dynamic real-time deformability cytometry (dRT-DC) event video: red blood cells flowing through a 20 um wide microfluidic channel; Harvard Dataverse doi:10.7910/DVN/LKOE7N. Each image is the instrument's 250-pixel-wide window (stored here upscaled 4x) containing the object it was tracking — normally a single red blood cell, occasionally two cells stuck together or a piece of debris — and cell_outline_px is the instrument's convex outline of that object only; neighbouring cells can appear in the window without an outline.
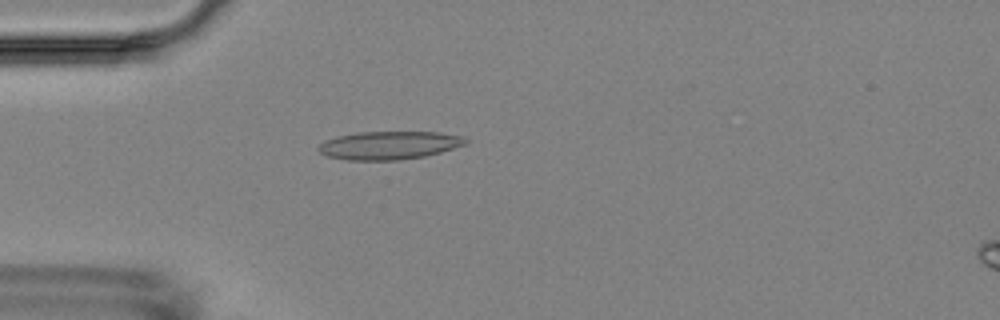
{"species": "Egyptian fruit bat (a non-hibernating species)", "species_latin": "Rousettus aegyptiacus", "temperature_condition": "room temperature", "stored_images_in_passage": 5, "camera_frame_rate_fps": 3000, "um_per_image_px": 0.085, "animal": {"sex": "female"}, "frame": {"image": 1, "passage_image": 5, "time_ms": 4.333, "image_size_px": [1000, 320], "cell_outline_px": [[468, 144], [440, 152], [424, 156], [400, 160], [348, 160], [328, 156], [320, 152], [316, 148], [324, 140], [336, 136], [356, 132], [440, 132], [464, 136], [468, 140]], "centroid_in_image_um": [33.09, 12.34], "position_along_channel_um": 51.9, "area_um2": 24.33}}